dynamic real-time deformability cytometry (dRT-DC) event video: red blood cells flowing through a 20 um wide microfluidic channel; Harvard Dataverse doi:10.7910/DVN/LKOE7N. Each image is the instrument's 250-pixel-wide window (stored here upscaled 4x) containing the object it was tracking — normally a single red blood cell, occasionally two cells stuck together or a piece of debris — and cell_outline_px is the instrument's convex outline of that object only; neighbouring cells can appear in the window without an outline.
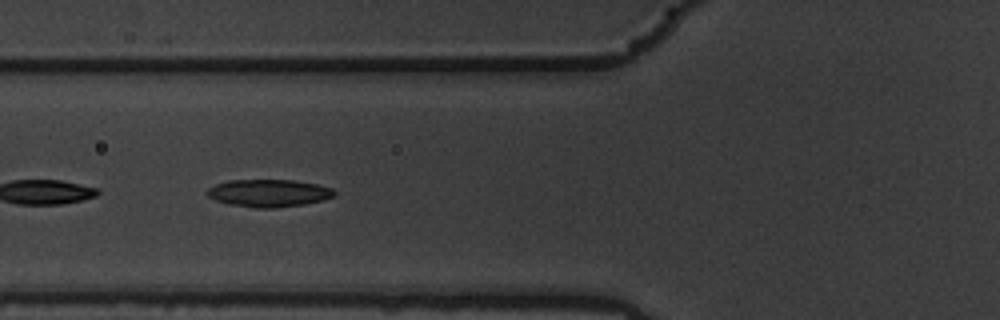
{"species": "common noctule bat (a hibernating species)", "species_latin": "Nyctalus noctula", "temperature_condition": "warm", "stored_images_in_passage": 43, "camera_frame_rate_fps": 3000, "um_per_image_px": 0.085, "animal": {"sex": "male", "body_mass_g": 19.5, "forearm_length_mm": 54.6}, "frame": {"image": 1, "passage_image": 7, "time_ms": 2.0, "image_size_px": [1000, 320], "cell_outline_px": [[336, 192], [332, 196], [320, 200], [304, 204], [276, 208], [256, 208], [228, 204], [216, 200], [208, 196], [204, 192], [208, 188], [216, 184], [228, 180], [296, 180], [316, 184], [332, 188]], "centroid_in_image_um": [22.8, 16.41], "position_along_channel_um": 103.0, "area_um2": 20.35}}
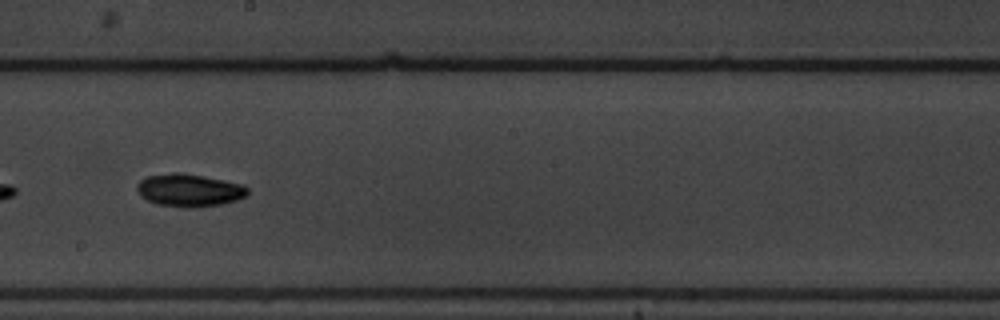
{"frame": {"image": 2, "passage_image": 18, "time_ms": 5.667, "image_size_px": [1000, 320], "cell_outline_px": [[248, 196], [236, 200], [220, 204], [188, 208], [156, 204], [140, 196], [136, 188], [136, 184], [144, 176], [172, 172], [180, 172], [204, 176], [240, 184], [248, 188]], "centroid_in_image_um": [16.04, 16.16], "position_along_channel_um": 232.2, "area_um2": 21.15}}
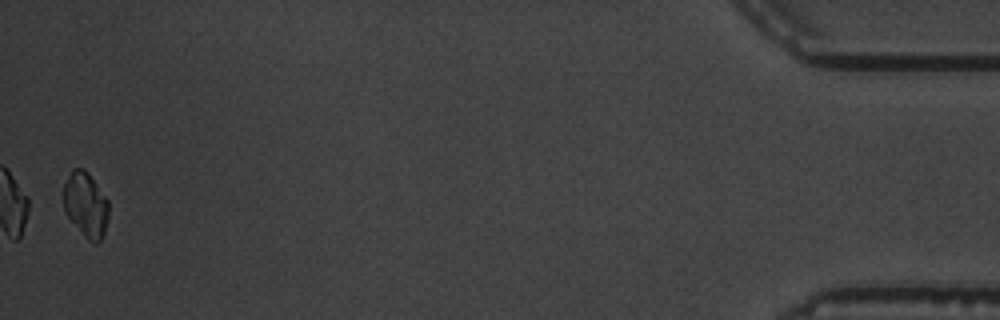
{"frame": {"image": 3, "passage_image": 42, "time_ms": 13.667, "image_size_px": [1000, 320], "cell_outline_px": [[108, 216], [104, 232], [100, 240], [96, 244], [88, 240], [84, 236], [68, 216], [64, 208], [64, 184], [72, 168], [80, 168], [88, 172], [108, 200]], "centroid_in_image_um": [7.29, 17.39], "position_along_channel_um": 427.9, "area_um2": 16.82}, "authors_computed_cell_mechanics": {"area_um2": 18.9584, "velocity_mm_per_s": 3.5272, "shape_relaxation_time_tau1_ms": 7.9142, "shape_relaxation_time_tau2_ms": 4.7351, "deformation_change_tau1": 0.163, "deformation_change_tau2": 0.0637}}